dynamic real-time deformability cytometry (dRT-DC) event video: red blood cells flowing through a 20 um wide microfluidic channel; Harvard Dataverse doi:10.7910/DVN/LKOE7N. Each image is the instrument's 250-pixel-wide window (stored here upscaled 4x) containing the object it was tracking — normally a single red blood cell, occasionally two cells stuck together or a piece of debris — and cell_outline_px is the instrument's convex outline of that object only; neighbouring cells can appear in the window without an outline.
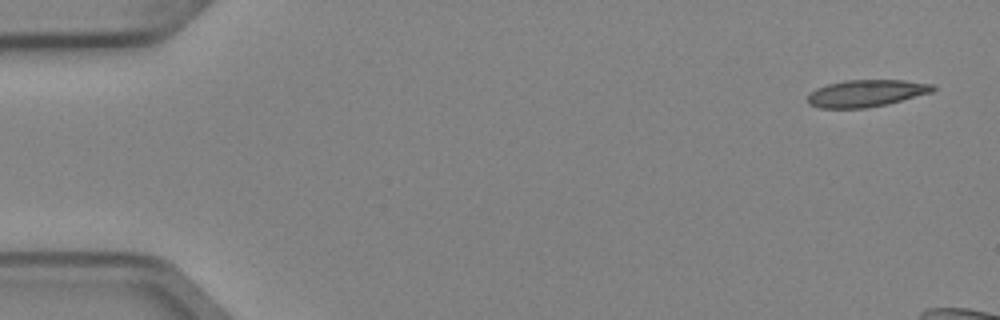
{"species": "Egyptian fruit bat (a non-hibernating species)", "species_latin": "Rousettus aegyptiacus", "temperature_condition": "cold", "stored_images_in_passage": 5, "camera_frame_rate_fps": 3000, "um_per_image_px": 0.085, "animal": {"sex": "female"}, "frame": {"image": 1, "passage_image": 1, "time_ms": 0.0, "image_size_px": [1000, 320], "cell_outline_px": [[936, 88], [932, 92], [888, 104], [868, 108], [820, 108], [808, 104], [808, 96], [816, 88], [828, 84], [844, 80], [904, 80], [936, 84]], "centroid_in_image_um": [73.66, 7.92], "position_along_channel_um": 11.3, "area_um2": 19.83}}
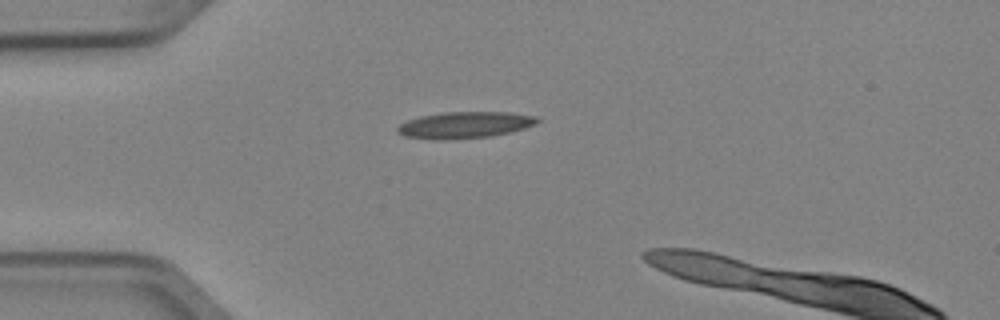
{"frame": {"image": 2, "passage_image": 4, "time_ms": 1.0, "image_size_px": [1000, 320], "cell_outline_px": [[540, 120], [536, 124], [524, 128], [492, 136], [444, 140], [432, 140], [404, 136], [396, 132], [396, 128], [400, 124], [408, 120], [420, 116], [444, 112], [508, 112], [536, 116]], "centroid_in_image_um": [39.47, 10.63], "position_along_channel_um": 45.5, "area_um2": 21.68}}